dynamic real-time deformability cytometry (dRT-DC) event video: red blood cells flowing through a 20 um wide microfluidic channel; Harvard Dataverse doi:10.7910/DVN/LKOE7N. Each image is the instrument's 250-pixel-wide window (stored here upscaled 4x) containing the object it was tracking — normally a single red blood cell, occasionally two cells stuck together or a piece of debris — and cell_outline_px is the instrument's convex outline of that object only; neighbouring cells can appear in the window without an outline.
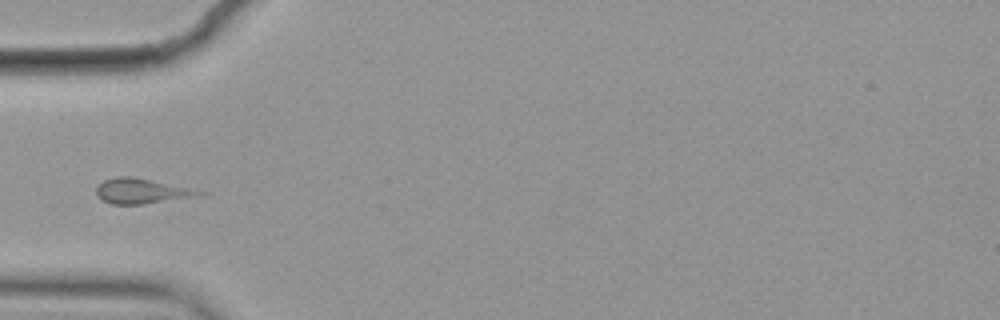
{"species": "common noctule bat (a hibernating species)", "species_latin": "Nyctalus noctula", "temperature_condition": "cold", "stored_images_in_passage": 39, "camera_frame_rate_fps": 3000, "um_per_image_px": 0.085, "animal": {"sex": "female", "body_mass_g": 19.9}, "frame": {"image": 1, "passage_image": 1, "time_ms": 0.0, "image_size_px": [1000, 320], "cell_outline_px": [[208, 192], [204, 196], [144, 204], [112, 204], [100, 200], [96, 196], [96, 188], [104, 180], [116, 176], [128, 176]], "centroid_in_image_um": [12.03, 16.27], "position_along_channel_um": 73.0, "area_um2": 15.03}}
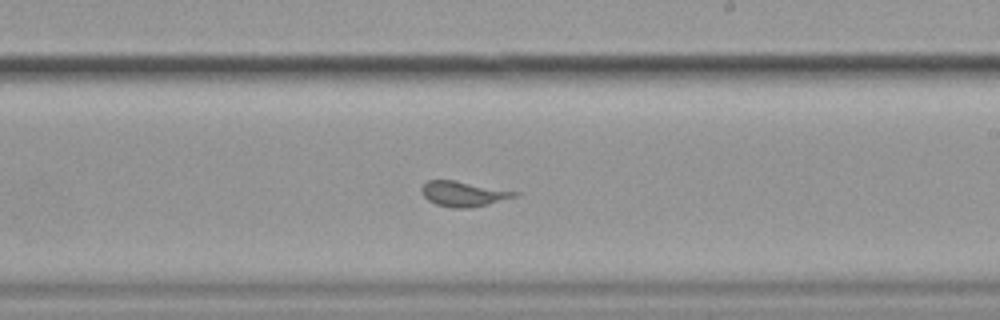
{"frame": {"image": 2, "passage_image": 16, "time_ms": 5.0, "image_size_px": [1000, 320], "cell_outline_px": [[520, 196], [488, 204], [468, 208], [452, 208], [436, 204], [428, 200], [420, 192], [420, 188], [428, 180], [452, 180], [520, 192]], "centroid_in_image_um": [39.4, 16.48], "position_along_channel_um": 249.6, "area_um2": 13.64}}
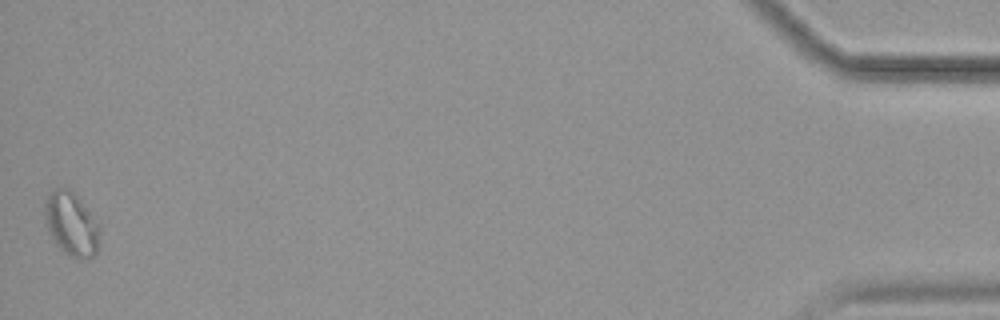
{"frame": {"image": 3, "passage_image": 39, "time_ms": 12.667, "image_size_px": [1000, 320], "cell_outline_px": [[100, 248], [92, 256], [80, 260], [64, 252], [56, 244], [48, 232], [44, 216], [44, 204], [48, 192], [56, 188], [68, 188], [80, 200], [100, 224]], "centroid_in_image_um": [6.07, 19.05], "position_along_channel_um": 429.1, "area_um2": 20.63}}